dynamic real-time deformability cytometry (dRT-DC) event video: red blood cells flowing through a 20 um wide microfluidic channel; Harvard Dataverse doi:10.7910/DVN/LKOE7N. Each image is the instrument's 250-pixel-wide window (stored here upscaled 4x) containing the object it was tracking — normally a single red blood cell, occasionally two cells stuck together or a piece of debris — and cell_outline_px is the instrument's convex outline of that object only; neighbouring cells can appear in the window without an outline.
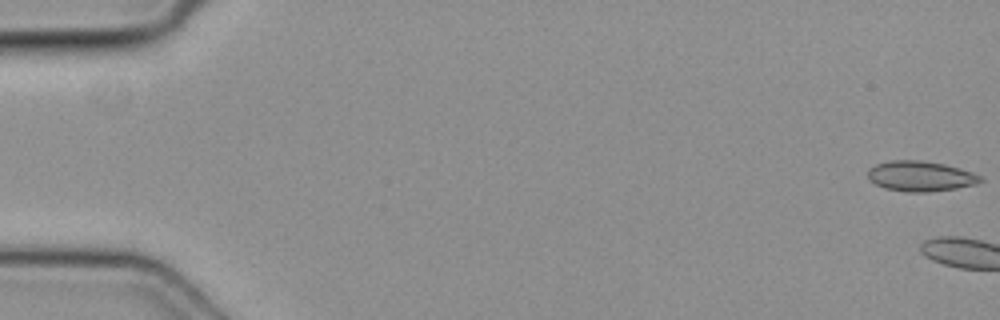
{"species": "common noctule bat (a hibernating species)", "species_latin": "Nyctalus noctula", "temperature_condition": "cold", "stored_images_in_passage": 3, "camera_frame_rate_fps": 3000, "um_per_image_px": 0.085, "animal": {"sex": "female", "body_mass_g": 19.3, "forearm_length_mm": 54.1}, "frame": {"image": 1, "passage_image": 1, "time_ms": 0.0, "image_size_px": [1000, 320], "cell_outline_px": [[984, 180], [976, 184], [956, 188], [928, 192], [908, 192], [884, 188], [876, 184], [868, 176], [868, 168], [876, 164], [888, 160], [924, 160], [944, 164], [960, 168], [972, 172], [980, 176]], "centroid_in_image_um": [78.24, 14.96], "position_along_channel_um": 6.8, "area_um2": 19.88}}